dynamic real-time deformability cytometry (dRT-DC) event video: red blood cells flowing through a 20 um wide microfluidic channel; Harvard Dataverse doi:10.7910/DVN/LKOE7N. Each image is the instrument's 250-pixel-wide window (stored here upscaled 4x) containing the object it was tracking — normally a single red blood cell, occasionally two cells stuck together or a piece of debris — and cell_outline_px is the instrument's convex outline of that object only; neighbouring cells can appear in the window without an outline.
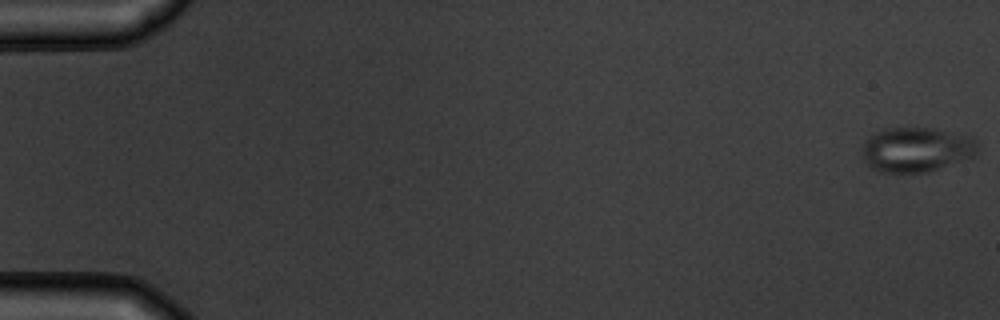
{"species": "common noctule bat (a hibernating species)", "species_latin": "Nyctalus noctula", "temperature_condition": "warm", "stored_images_in_passage": 11, "camera_frame_rate_fps": 3000, "um_per_image_px": 0.085, "animal": {"sex": "male", "body_mass_g": 19.5, "forearm_length_mm": 54.6}, "frame": {"image": 1, "passage_image": 1, "time_ms": 0.0, "image_size_px": [1000, 320], "cell_outline_px": [[976, 156], [928, 172], [880, 172], [868, 168], [864, 160], [860, 148], [872, 136], [888, 128], [928, 128], [972, 136], [976, 140]], "centroid_in_image_um": [77.89, 12.74], "position_along_channel_um": 7.1, "area_um2": 29.94}}
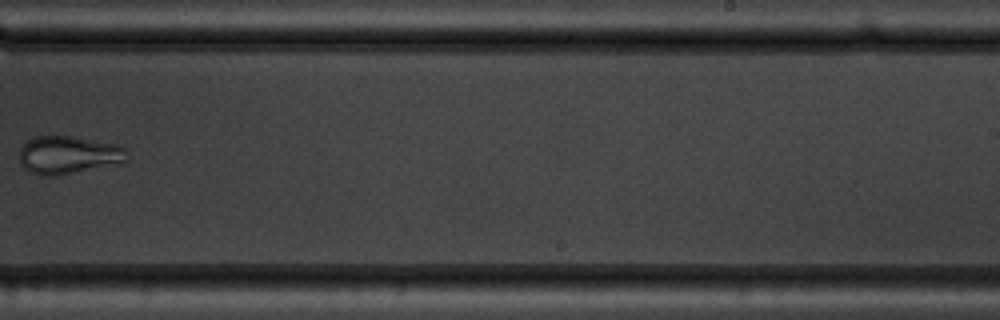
{"frame": {"image": 2, "passage_image": 10, "time_ms": 11.333, "image_size_px": [1000, 320], "cell_outline_px": [[124, 160], [120, 164], [60, 176], [44, 176], [28, 172], [20, 164], [20, 148], [28, 140], [36, 136], [72, 136], [120, 144], [124, 148]], "centroid_in_image_um": [5.79, 13.19], "position_along_channel_um": 283.2, "area_um2": 24.1}}